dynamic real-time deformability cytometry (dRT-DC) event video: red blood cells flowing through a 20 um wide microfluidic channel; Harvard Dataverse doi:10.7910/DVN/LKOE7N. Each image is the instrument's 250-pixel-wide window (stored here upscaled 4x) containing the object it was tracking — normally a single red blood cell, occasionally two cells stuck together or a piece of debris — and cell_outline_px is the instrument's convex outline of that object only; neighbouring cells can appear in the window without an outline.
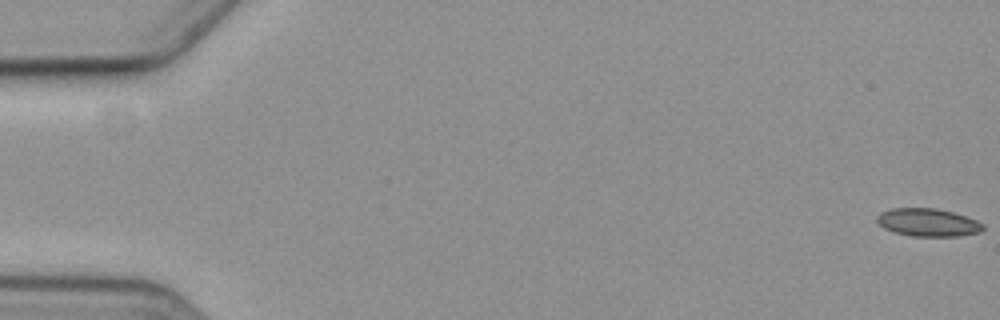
{"species": "common noctule bat (a hibernating species)", "species_latin": "Nyctalus noctula", "temperature_condition": "cold", "stored_images_in_passage": 60, "segment_of_instrument_passage": [1, 2], "camera_frame_rate_fps": 3000, "um_per_image_px": 0.085, "animal": {"sex": "female", "body_mass_g": 19.3, "forearm_length_mm": 54.1}, "frame": {"image": 1, "passage_image": 1, "time_ms": 0.0, "image_size_px": [1000, 320], "cell_outline_px": [[984, 228], [980, 232], [956, 236], [912, 236], [896, 232], [884, 228], [876, 220], [876, 216], [880, 212], [892, 208], [932, 208], [952, 212], [976, 220], [984, 224]], "centroid_in_image_um": [78.86, 18.9], "position_along_channel_um": 6.1, "area_um2": 17.05}}
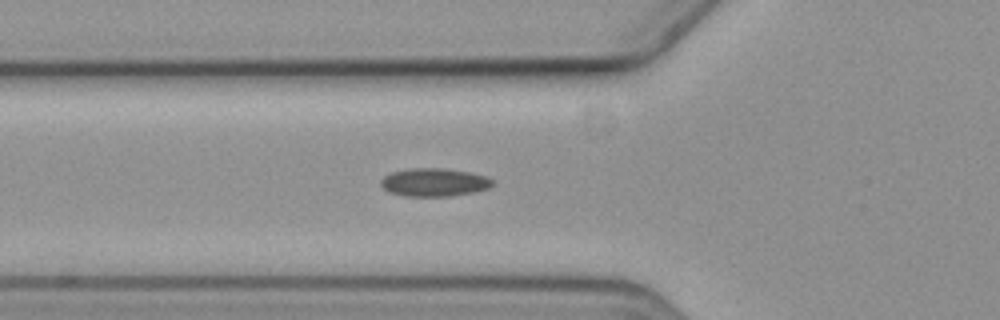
{"frame": {"image": 2, "passage_image": 22, "time_ms": 7.0, "image_size_px": [1000, 320], "cell_outline_px": [[496, 184], [488, 188], [472, 192], [448, 196], [404, 196], [388, 192], [380, 184], [380, 180], [384, 176], [392, 172], [412, 168], [444, 168], [472, 172], [488, 176]], "centroid_in_image_um": [36.92, 15.49], "position_along_channel_um": 88.9, "area_um2": 18.44}}
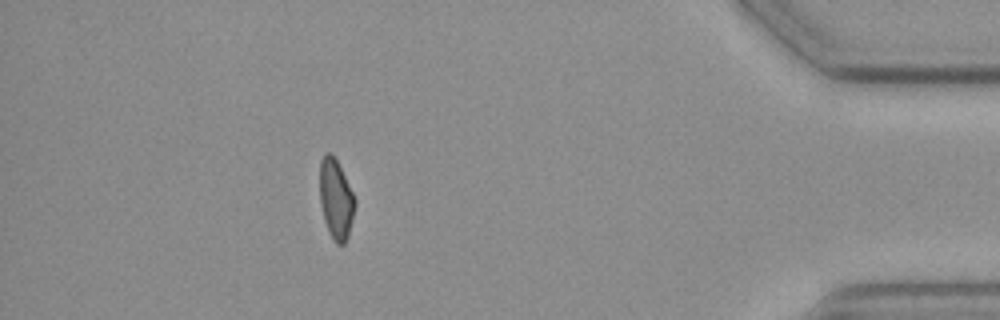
{"frame": {"image": 3, "passage_image": 53, "time_ms": 17.333, "image_size_px": [1000, 320], "cell_outline_px": [[356, 204], [348, 236], [344, 244], [336, 244], [332, 240], [328, 232], [324, 220], [320, 204], [320, 160], [324, 152], [332, 152], [356, 200]], "centroid_in_image_um": [28.53, 16.94], "position_along_channel_um": 406.7, "area_um2": 16.42}}